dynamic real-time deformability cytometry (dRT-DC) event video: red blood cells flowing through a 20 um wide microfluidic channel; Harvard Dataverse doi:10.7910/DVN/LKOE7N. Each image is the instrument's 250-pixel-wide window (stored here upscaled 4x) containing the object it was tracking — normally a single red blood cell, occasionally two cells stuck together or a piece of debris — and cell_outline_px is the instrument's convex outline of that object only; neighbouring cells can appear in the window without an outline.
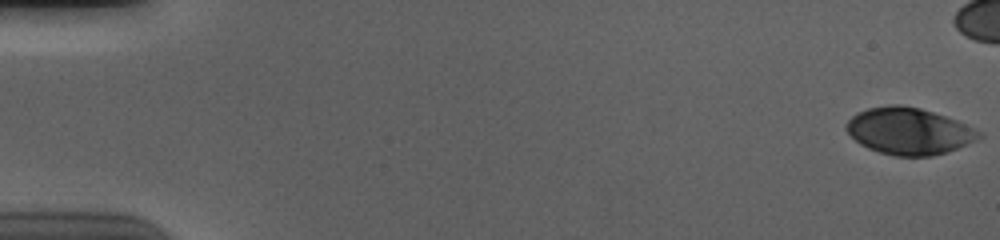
{"species": "human", "species_latin": "Homo sapiens", "temperature_condition": "cold", "stored_images_in_passage": 50, "camera_frame_rate_fps": 3000, "um_per_image_px": 0.085, "donor": {"sex": "male"}, "frame": {"image": 1, "passage_image": 1, "time_ms": 0.0, "image_size_px": [1000, 240], "cell_outline_px": [[984, 136], [956, 148], [932, 156], [896, 156], [880, 152], [868, 148], [860, 144], [844, 128], [844, 124], [856, 112], [868, 108], [892, 104], [900, 104], [920, 108], [956, 120], [984, 132]], "centroid_in_image_um": [77.24, 11.13], "position_along_channel_um": 7.8, "area_um2": 36.01}}
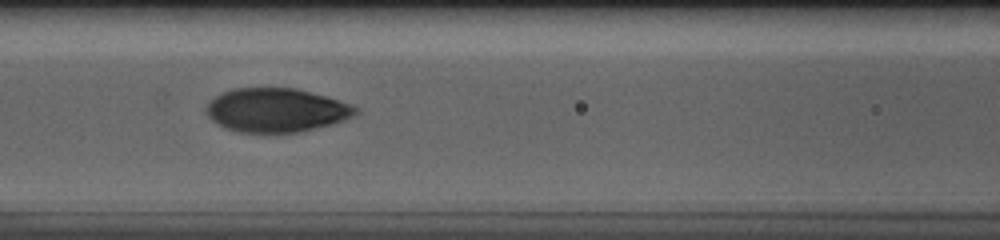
{"frame": {"image": 2, "passage_image": 26, "time_ms": 8.333, "image_size_px": [1000, 240], "cell_outline_px": [[360, 112], [344, 120], [332, 124], [300, 132], [240, 132], [224, 128], [216, 124], [208, 116], [204, 108], [216, 96], [224, 92], [236, 88], [296, 88], [324, 96], [360, 108]], "centroid_in_image_um": [23.47, 9.37], "position_along_channel_um": 143.1, "area_um2": 37.92}}
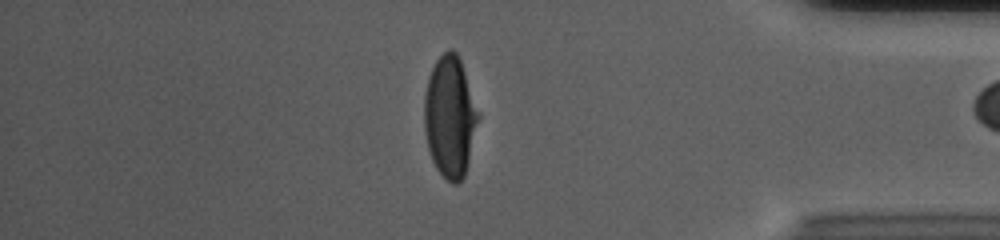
{"frame": {"image": 3, "passage_image": 49, "time_ms": 16.0, "image_size_px": [1000, 240], "cell_outline_px": [[480, 116], [464, 176], [456, 184], [452, 184], [436, 168], [432, 160], [428, 148], [424, 128], [424, 96], [428, 76], [436, 60], [448, 48], [452, 48], [456, 52], [460, 60], [480, 112]], "centroid_in_image_um": [38.24, 9.89], "position_along_channel_um": 397.0, "area_um2": 38.15}}